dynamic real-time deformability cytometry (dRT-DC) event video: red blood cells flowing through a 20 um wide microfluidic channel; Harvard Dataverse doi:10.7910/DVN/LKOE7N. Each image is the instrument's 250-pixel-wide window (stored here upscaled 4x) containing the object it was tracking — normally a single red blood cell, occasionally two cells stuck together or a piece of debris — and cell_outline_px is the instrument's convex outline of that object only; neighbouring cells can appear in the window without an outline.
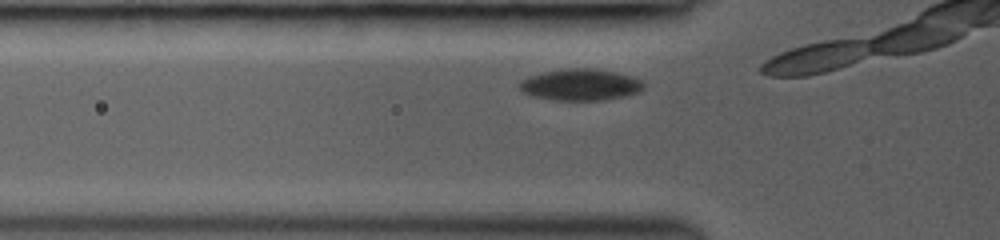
{"species": "common noctule bat (a hibernating species)", "species_latin": "Nyctalus noctula", "temperature_condition": "room temperature", "stored_images_in_passage": 6, "camera_frame_rate_fps": 3000, "um_per_image_px": 0.085, "animal": {"sex": "female", "body_mass_g": 19.0, "forearm_length_mm": 53.3}, "frame": {"image": 1, "passage_image": 2, "time_ms": 0.333, "image_size_px": [1000, 240], "cell_outline_px": [[644, 88], [636, 92], [624, 96], [604, 100], [552, 100], [528, 96], [516, 84], [520, 80], [528, 76], [544, 72], [568, 68], [592, 68], [616, 72], [632, 76], [640, 80], [644, 84]], "centroid_in_image_um": [49.28, 7.2], "position_along_channel_um": 76.5, "area_um2": 22.95}}